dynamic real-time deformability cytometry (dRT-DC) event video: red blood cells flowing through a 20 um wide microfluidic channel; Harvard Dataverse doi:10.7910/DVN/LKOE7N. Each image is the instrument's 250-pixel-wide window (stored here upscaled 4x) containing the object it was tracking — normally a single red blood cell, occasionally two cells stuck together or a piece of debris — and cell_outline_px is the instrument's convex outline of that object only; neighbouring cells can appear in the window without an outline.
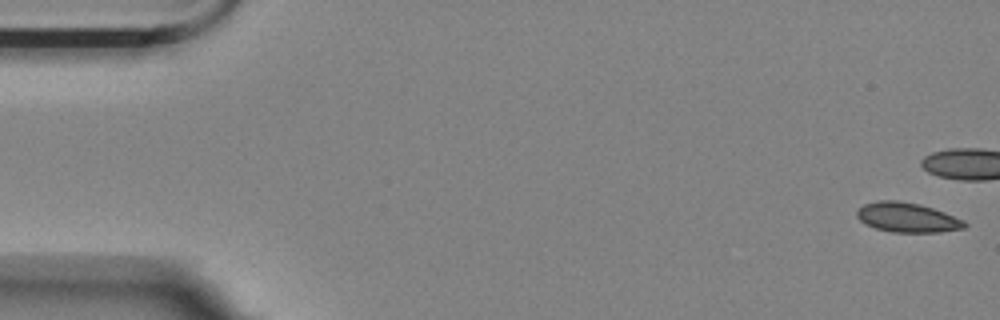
{"species": "Egyptian fruit bat (a non-hibernating species)", "species_latin": "Rousettus aegyptiacus", "temperature_condition": "room temperature", "stored_images_in_passage": 23, "camera_frame_rate_fps": 3000, "um_per_image_px": 0.085, "animal": {"sex": "female"}, "frame": {"image": 1, "passage_image": 1, "time_ms": 0.0, "image_size_px": [1000, 320], "cell_outline_px": [[968, 224], [964, 228], [940, 232], [892, 232], [876, 228], [860, 220], [856, 216], [856, 212], [864, 204], [876, 200], [896, 200], [920, 204], [944, 212], [964, 220]], "centroid_in_image_um": [77.13, 18.48], "position_along_channel_um": 7.9, "area_um2": 18.5}}